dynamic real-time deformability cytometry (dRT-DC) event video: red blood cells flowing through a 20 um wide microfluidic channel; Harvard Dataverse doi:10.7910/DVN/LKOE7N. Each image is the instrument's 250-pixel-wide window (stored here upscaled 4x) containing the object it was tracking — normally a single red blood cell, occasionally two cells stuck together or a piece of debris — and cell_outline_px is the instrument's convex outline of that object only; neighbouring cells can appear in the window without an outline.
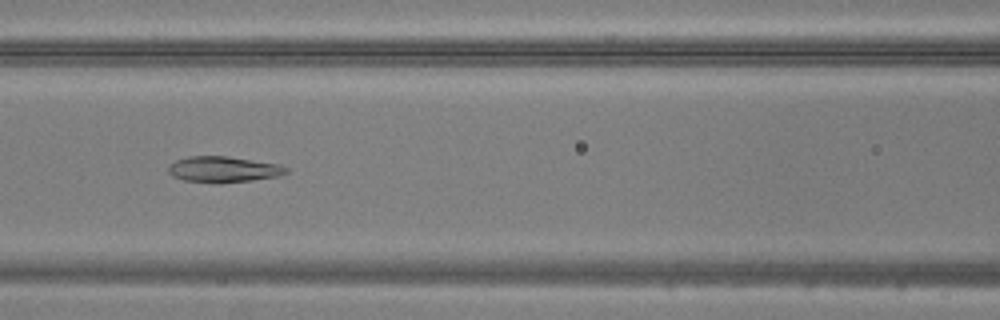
{"species": "common noctule bat (a hibernating species)", "species_latin": "Nyctalus noctula", "temperature_condition": "warm", "stored_images_in_passage": 45, "camera_frame_rate_fps": 3000, "um_per_image_px": 0.085, "animal": {"sex": "male", "body_mass_g": 20.5, "forearm_length_mm": 52.5}, "frame": {"image": 1, "passage_image": 17, "time_ms": 5.333, "image_size_px": [1000, 320], "cell_outline_px": [[288, 172], [280, 176], [252, 180], [220, 184], [184, 180], [172, 176], [168, 172], [168, 164], [176, 160], [188, 156], [228, 156], [280, 164], [288, 168]], "centroid_in_image_um": [18.99, 14.4], "position_along_channel_um": 147.6, "area_um2": 18.09}}
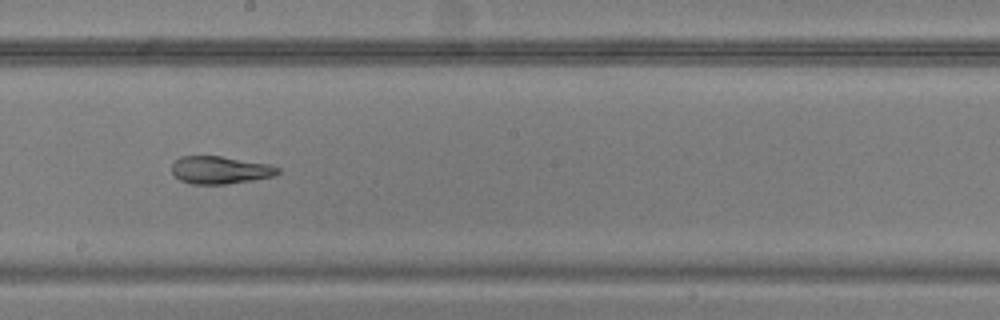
{"frame": {"image": 2, "passage_image": 23, "time_ms": 7.333, "image_size_px": [1000, 320], "cell_outline_px": [[280, 172], [276, 176], [252, 180], [224, 184], [192, 184], [180, 180], [172, 172], [172, 164], [180, 156], [220, 156], [268, 164], [280, 168]], "centroid_in_image_um": [18.72, 14.45], "position_along_channel_um": 229.5, "area_um2": 16.99}}
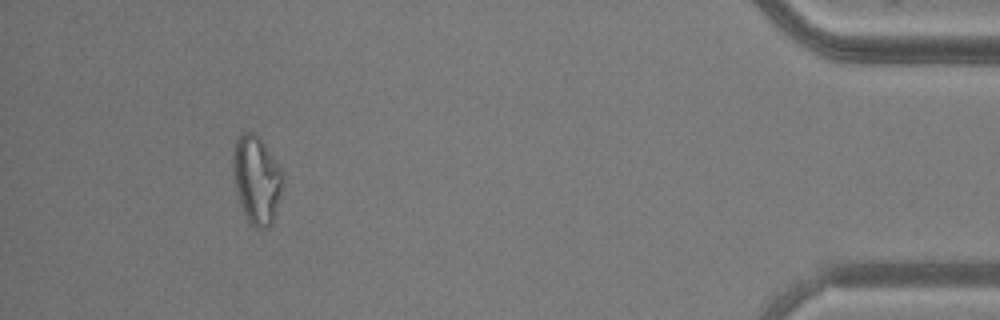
{"frame": {"image": 3, "passage_image": 41, "time_ms": 13.333, "image_size_px": [1000, 320], "cell_outline_px": [[284, 176], [280, 196], [272, 224], [268, 228], [256, 228], [248, 220], [244, 212], [236, 188], [232, 172], [232, 152], [236, 140], [244, 132], [252, 128], [260, 136], [280, 168]], "centroid_in_image_um": [21.81, 15.21], "position_along_channel_um": 413.4, "area_um2": 25.61}}